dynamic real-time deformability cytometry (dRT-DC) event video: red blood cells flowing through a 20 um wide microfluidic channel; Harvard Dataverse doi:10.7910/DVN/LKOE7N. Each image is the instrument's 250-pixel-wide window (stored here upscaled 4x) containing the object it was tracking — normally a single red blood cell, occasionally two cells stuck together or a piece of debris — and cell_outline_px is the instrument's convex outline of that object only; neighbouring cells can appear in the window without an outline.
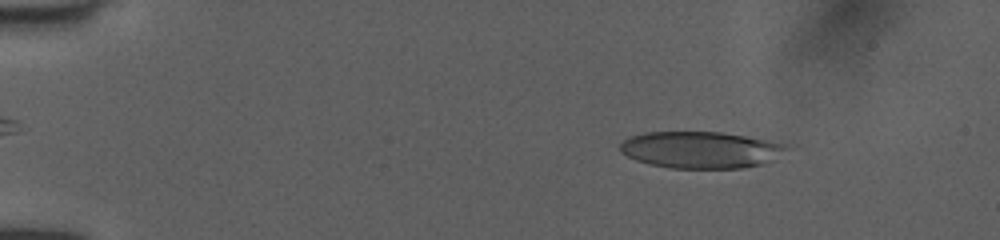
{"species": "human", "species_latin": "Homo sapiens", "temperature_condition": "room temperature", "stored_images_in_passage": 43, "camera_frame_rate_fps": 3000, "um_per_image_px": 0.085, "donor": {"sex": "female"}, "frame": {"image": 1, "passage_image": 4, "time_ms": 1.0, "image_size_px": [1000, 240], "cell_outline_px": [[792, 148], [772, 160], [760, 164], [740, 168], [668, 168], [648, 164], [636, 160], [620, 152], [620, 144], [628, 136], [644, 132], [720, 132], [768, 140], [788, 144]], "centroid_in_image_um": [59.55, 12.73], "position_along_channel_um": 25.4, "area_um2": 35.78}}
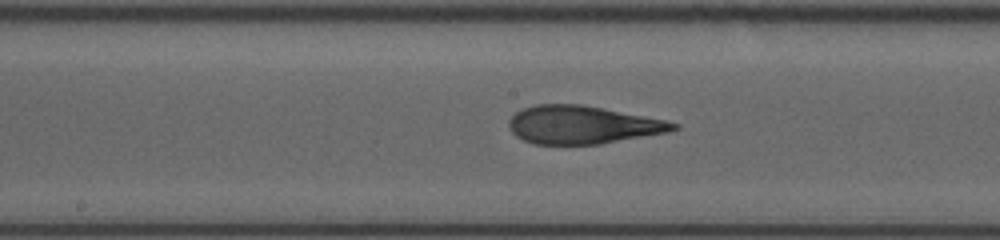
{"frame": {"image": 2, "passage_image": 20, "time_ms": 6.333, "image_size_px": [1000, 240], "cell_outline_px": [[680, 128], [668, 132], [600, 144], [532, 144], [516, 136], [508, 128], [508, 120], [516, 112], [524, 108], [536, 104], [580, 104], [664, 120], [680, 124]], "centroid_in_image_um": [49.48, 10.62], "position_along_channel_um": 198.7, "area_um2": 36.24}}
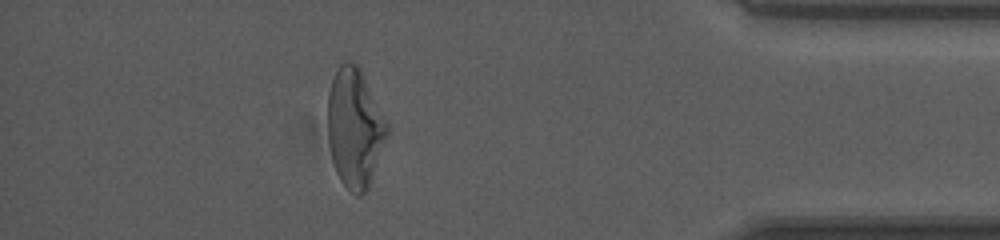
{"frame": {"image": 3, "passage_image": 38, "time_ms": 12.333, "image_size_px": [1000, 240], "cell_outline_px": [[388, 132], [368, 188], [360, 196], [356, 196], [340, 180], [336, 172], [332, 160], [328, 140], [328, 92], [332, 80], [340, 64], [344, 60], [352, 60], [360, 68], [388, 120]], "centroid_in_image_um": [30.15, 10.83], "position_along_channel_um": 405.0, "area_um2": 41.21}, "authors_computed_cell_mechanics": {"area_um2": 36.703, "velocity_mm_per_s": 4.0447, "shape_relaxation_time_tau1_ms": 6.5304, "shape_relaxation_time_tau2_ms": 1.2484, "deformation_change_tau1": 0.2682, "deformation_change_tau2": 0.1096}}